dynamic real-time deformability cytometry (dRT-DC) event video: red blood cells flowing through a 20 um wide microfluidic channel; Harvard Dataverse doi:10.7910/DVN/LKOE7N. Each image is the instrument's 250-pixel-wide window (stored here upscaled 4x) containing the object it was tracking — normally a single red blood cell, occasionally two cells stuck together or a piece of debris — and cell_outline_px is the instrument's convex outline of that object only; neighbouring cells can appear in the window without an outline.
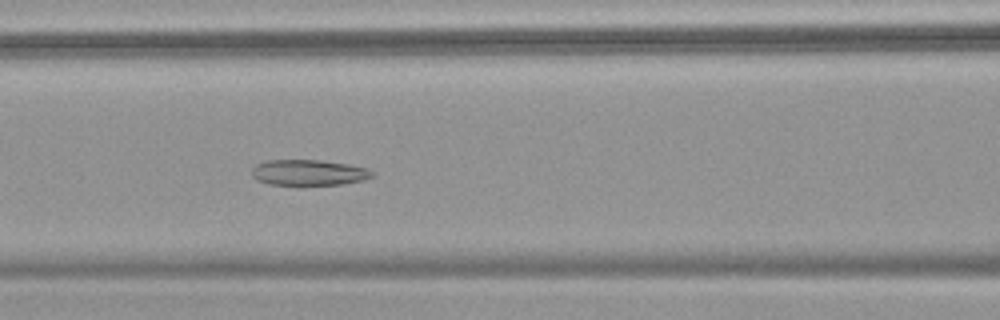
{"species": "common noctule bat (a hibernating species)", "species_latin": "Nyctalus noctula", "temperature_condition": "warm", "stored_images_in_passage": 55, "camera_frame_rate_fps": 3000, "um_per_image_px": 0.085, "animal": {"sex": "female", "body_mass_g": 18.4}, "frame": {"image": 1, "passage_image": 25, "time_ms": 8.0, "image_size_px": [1000, 320], "cell_outline_px": [[372, 176], [364, 180], [340, 184], [268, 184], [256, 180], [252, 176], [252, 168], [256, 164], [264, 160], [320, 160], [348, 164], [368, 168], [372, 172]], "centroid_in_image_um": [26.2, 14.65], "position_along_channel_um": 140.4, "area_um2": 17.92}}
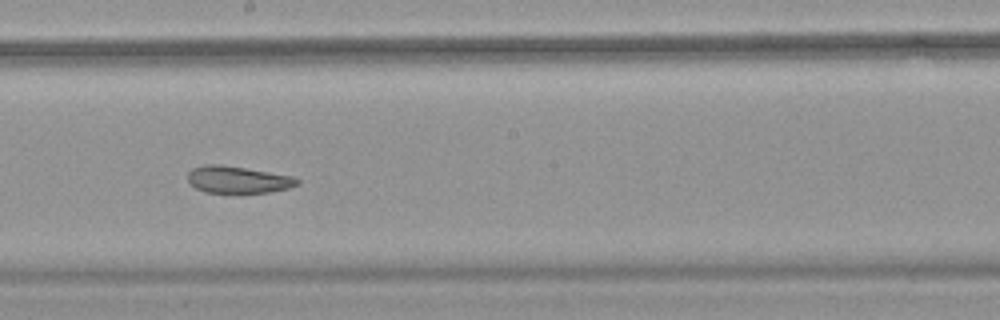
{"frame": {"image": 2, "passage_image": 32, "time_ms": 10.333, "image_size_px": [1000, 320], "cell_outline_px": [[300, 184], [288, 188], [268, 192], [204, 192], [196, 188], [188, 180], [188, 172], [192, 168], [204, 164], [220, 164], [292, 176], [300, 180]], "centroid_in_image_um": [20.2, 15.26], "position_along_channel_um": 228.0, "area_um2": 16.99}}
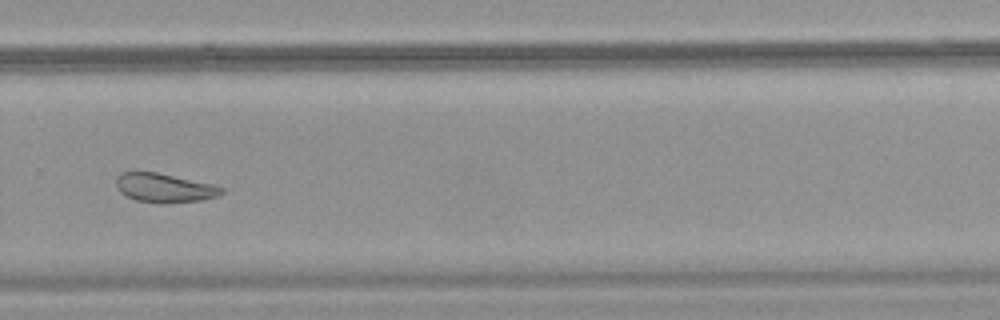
{"frame": {"image": 3, "passage_image": 39, "time_ms": 12.667, "image_size_px": [1000, 320], "cell_outline_px": [[224, 192], [216, 196], [204, 200], [168, 204], [156, 204], [136, 200], [120, 192], [116, 188], [116, 176], [120, 172], [156, 172], [216, 184], [224, 188]], "centroid_in_image_um": [13.99, 15.98], "position_along_channel_um": 315.8, "area_um2": 18.26}, "authors_computed_cell_mechanics": {"area_um2": 22.831, "velocity_mm_per_s": 3.7757, "shape_relaxation_time_tau1_ms": null, "shape_relaxation_time_tau2_ms": 3.2772, "deformation_change_tau1": null, "deformation_change_tau2": 0.0986}}